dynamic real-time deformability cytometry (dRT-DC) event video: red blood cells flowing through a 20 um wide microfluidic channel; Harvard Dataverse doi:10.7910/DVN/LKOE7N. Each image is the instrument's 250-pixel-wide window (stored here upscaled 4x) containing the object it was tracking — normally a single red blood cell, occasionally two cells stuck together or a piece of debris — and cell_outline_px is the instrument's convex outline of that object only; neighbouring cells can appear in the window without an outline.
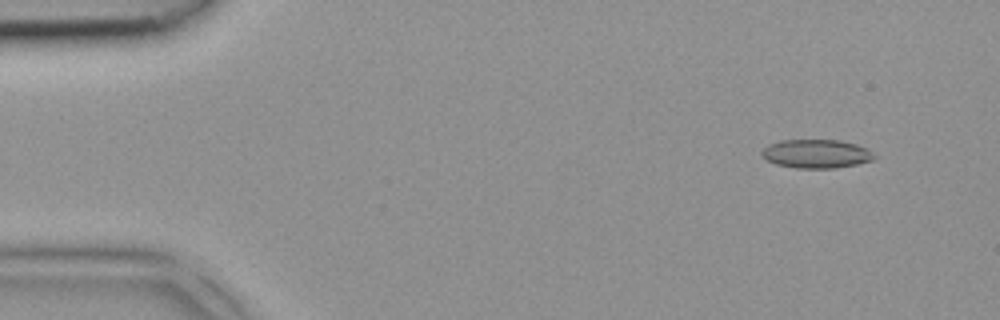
{"species": "common noctule bat (a hibernating species)", "species_latin": "Nyctalus noctula", "temperature_condition": "room temperature", "stored_images_in_passage": 5, "camera_frame_rate_fps": 3000, "um_per_image_px": 0.085, "animal": {"sex": "female", "body_mass_g": 18.4}, "frame": {"image": 1, "passage_image": 2, "time_ms": 0.333, "image_size_px": [1000, 320], "cell_outline_px": [[876, 156], [872, 160], [856, 164], [836, 168], [796, 168], [776, 164], [768, 160], [760, 152], [768, 144], [780, 140], [840, 140], [856, 144], [868, 148]], "centroid_in_image_um": [69.4, 13.06], "position_along_channel_um": 15.6, "area_um2": 18.79}}
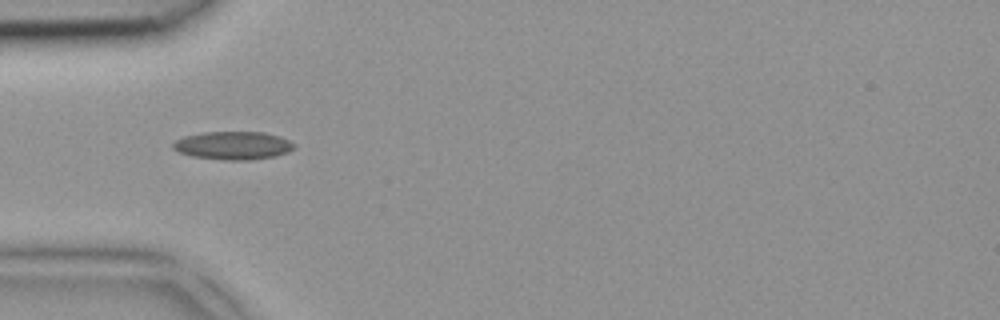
{"frame": {"image": 2, "passage_image": 5, "time_ms": 1.333, "image_size_px": [1000, 320], "cell_outline_px": [[296, 148], [288, 152], [272, 156], [248, 160], [224, 160], [192, 156], [180, 152], [172, 148], [172, 144], [176, 140], [184, 136], [204, 132], [264, 132], [280, 136], [296, 144]], "centroid_in_image_um": [19.83, 12.36], "position_along_channel_um": 65.2, "area_um2": 19.83}}